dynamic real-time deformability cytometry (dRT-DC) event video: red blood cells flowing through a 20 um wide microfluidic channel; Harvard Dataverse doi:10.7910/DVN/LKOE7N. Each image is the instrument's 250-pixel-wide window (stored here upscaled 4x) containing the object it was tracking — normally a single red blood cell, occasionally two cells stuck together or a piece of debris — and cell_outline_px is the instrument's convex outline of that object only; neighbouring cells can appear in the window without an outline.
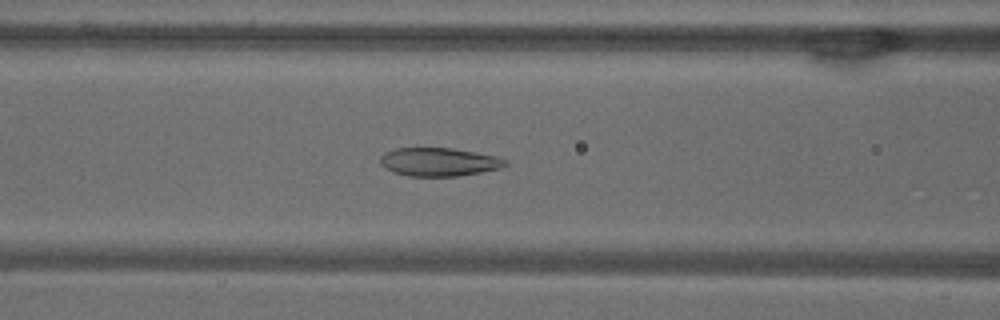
{"species": "common noctule bat (a hibernating species)", "species_latin": "Nyctalus noctula", "temperature_condition": "warm", "stored_images_in_passage": 51, "camera_frame_rate_fps": 3000, "um_per_image_px": 0.085, "animal": {"sex": "male", "body_mass_g": 18.8}, "frame": {"image": 1, "passage_image": 20, "time_ms": 6.333, "image_size_px": [1000, 320], "cell_outline_px": [[508, 164], [500, 168], [460, 176], [408, 176], [392, 172], [380, 164], [380, 156], [384, 152], [396, 148], [452, 148], [476, 152], [496, 156], [508, 160]], "centroid_in_image_um": [37.3, 13.76], "position_along_channel_um": 129.3, "area_um2": 20.81}}
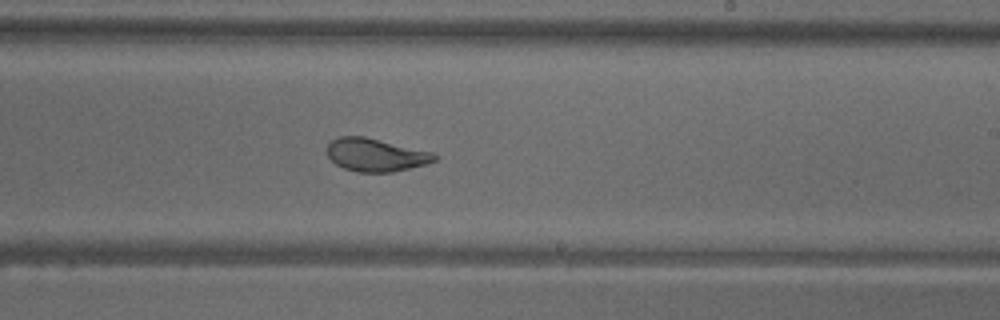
{"frame": {"image": 2, "passage_image": 30, "time_ms": 9.667, "image_size_px": [1000, 320], "cell_outline_px": [[440, 156], [436, 160], [424, 164], [392, 172], [356, 172], [344, 168], [336, 164], [328, 156], [328, 144], [332, 140], [340, 136], [364, 136], [432, 152]], "centroid_in_image_um": [31.93, 13.16], "position_along_channel_um": 257.1, "area_um2": 20.46}}
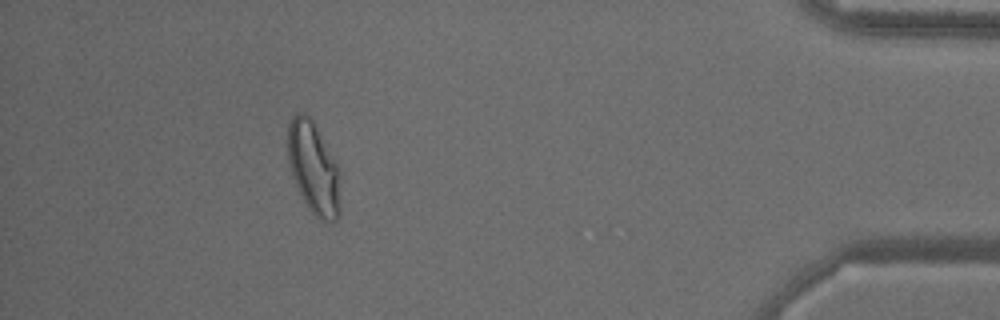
{"frame": {"image": 3, "passage_image": 46, "time_ms": 15.0, "image_size_px": [1000, 320], "cell_outline_px": [[340, 216], [332, 224], [320, 220], [308, 208], [296, 188], [292, 176], [288, 160], [288, 124], [292, 116], [296, 112], [304, 112], [312, 120], [336, 160], [340, 204]], "centroid_in_image_um": [26.64, 14.31], "position_along_channel_um": 408.6, "area_um2": 28.32}, "authors_computed_cell_mechanics": {"area_um2": 25.0852, "velocity_mm_per_s": 3.8392, "shape_relaxation_time_tau1_ms": null, "shape_relaxation_time_tau2_ms": 1.3106, "deformation_change_tau1": null, "deformation_change_tau2": 0.0751}}